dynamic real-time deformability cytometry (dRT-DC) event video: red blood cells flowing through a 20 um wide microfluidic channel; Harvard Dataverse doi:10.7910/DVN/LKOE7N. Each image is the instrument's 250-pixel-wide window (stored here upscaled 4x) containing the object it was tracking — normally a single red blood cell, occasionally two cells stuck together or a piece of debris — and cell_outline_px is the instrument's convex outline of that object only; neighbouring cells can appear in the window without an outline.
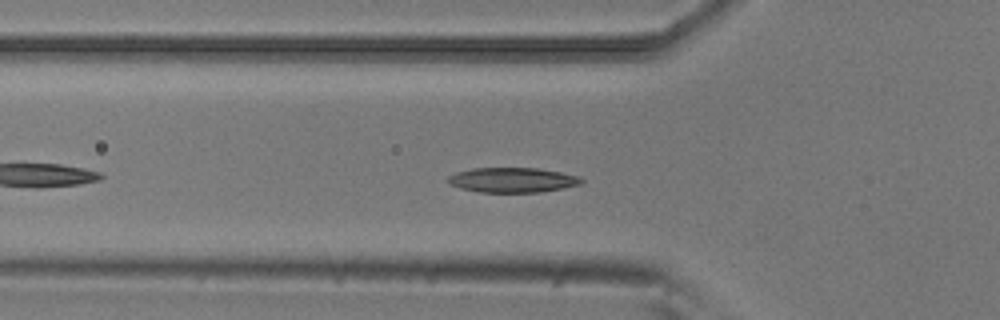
{"species": "common noctule bat (a hibernating species)", "species_latin": "Nyctalus noctula", "temperature_condition": "room temperature", "stored_images_in_passage": 42, "camera_frame_rate_fps": 3000, "um_per_image_px": 0.085, "animal": {"sex": "male", "body_mass_g": 20.5, "forearm_length_mm": 52.5}, "frame": {"image": 1, "passage_image": 7, "time_ms": 2.0, "image_size_px": [1000, 320], "cell_outline_px": [[584, 180], [580, 184], [564, 188], [540, 192], [476, 192], [460, 188], [448, 184], [444, 180], [448, 176], [456, 172], [472, 168], [536, 168], [560, 172], [580, 176]], "centroid_in_image_um": [43.51, 15.3], "position_along_channel_um": 82.3, "area_um2": 19.54}}
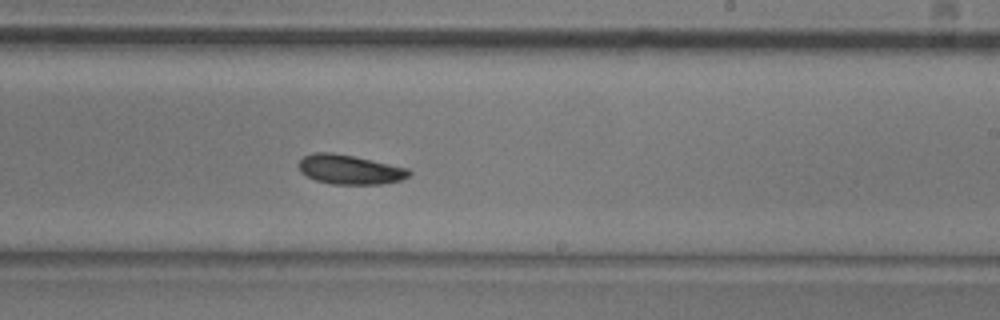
{"frame": {"image": 2, "passage_image": 21, "time_ms": 6.667, "image_size_px": [1000, 320], "cell_outline_px": [[412, 172], [408, 176], [400, 180], [380, 184], [332, 184], [316, 180], [300, 172], [300, 160], [304, 156], [312, 152], [332, 152], [352, 156], [408, 168]], "centroid_in_image_um": [29.72, 14.41], "position_along_channel_um": 259.3, "area_um2": 18.67}}
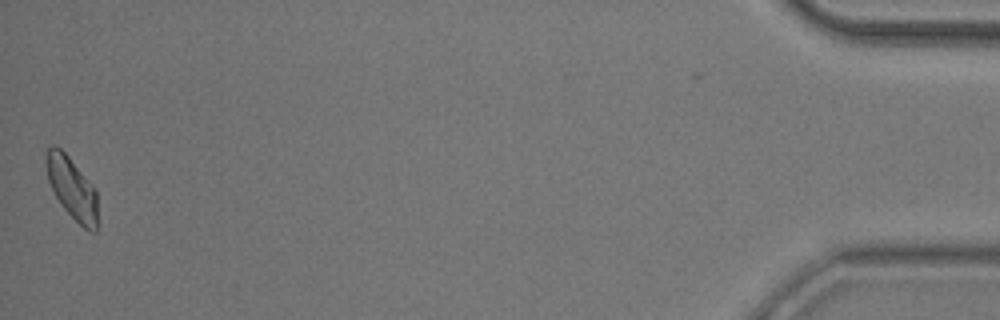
{"frame": {"image": 3, "passage_image": 42, "time_ms": 13.667, "image_size_px": [1000, 320], "cell_outline_px": [[96, 232], [92, 232], [84, 228], [60, 204], [48, 180], [44, 164], [44, 160], [48, 148], [52, 144], [60, 148], [68, 156], [96, 192]], "centroid_in_image_um": [6.06, 15.96], "position_along_channel_um": 429.1, "area_um2": 17.98}, "authors_computed_cell_mechanics": {"area_um2": 18.9006, "velocity_mm_per_s": 3.7788, "shape_relaxation_time_tau1_ms": 2.4998, "shape_relaxation_time_tau2_ms": null, "deformation_change_tau1": 0.1022, "deformation_change_tau2": null}}